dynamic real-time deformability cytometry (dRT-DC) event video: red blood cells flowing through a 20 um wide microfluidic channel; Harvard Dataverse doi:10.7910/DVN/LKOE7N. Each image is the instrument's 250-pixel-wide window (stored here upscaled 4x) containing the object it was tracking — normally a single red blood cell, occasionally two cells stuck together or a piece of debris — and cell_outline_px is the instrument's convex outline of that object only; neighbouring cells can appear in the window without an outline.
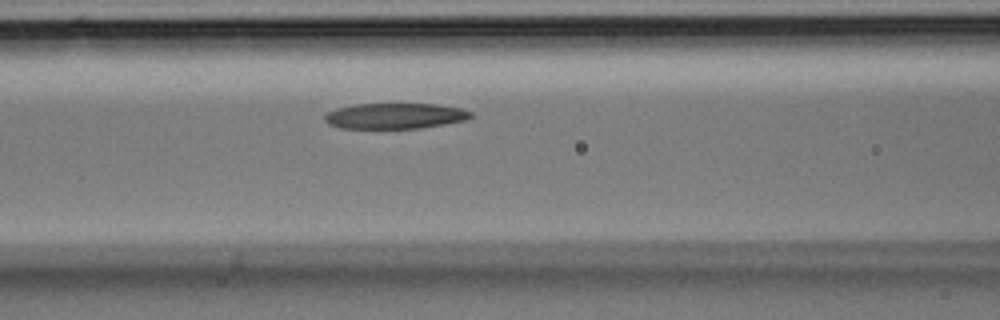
{"species": "Egyptian fruit bat (a non-hibernating species)", "species_latin": "Rousettus aegyptiacus", "temperature_condition": "room temperature", "stored_images_in_passage": 28, "camera_frame_rate_fps": 3000, "um_per_image_px": 0.085, "animal": {"sex": "male"}, "frame": {"image": 1, "passage_image": 9, "time_ms": 2.667, "image_size_px": [1000, 320], "cell_outline_px": [[472, 116], [468, 120], [420, 128], [340, 128], [328, 124], [324, 120], [324, 116], [328, 112], [336, 108], [356, 104], [436, 104], [460, 108], [472, 112]], "centroid_in_image_um": [33.57, 9.85], "position_along_channel_um": 133.0, "area_um2": 21.85}}
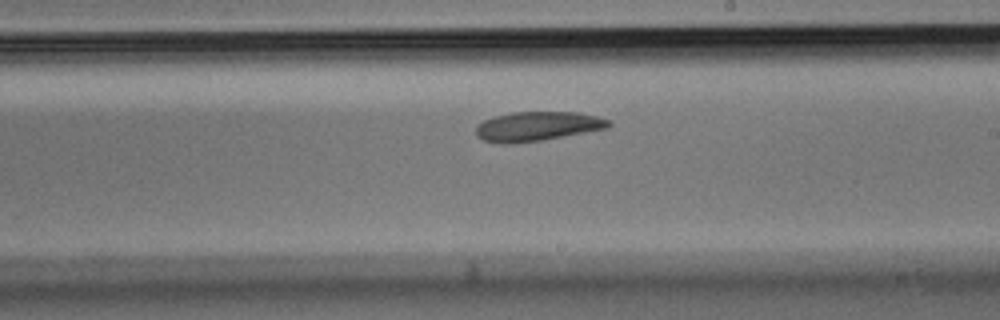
{"frame": {"image": 2, "passage_image": 15, "time_ms": 4.667, "image_size_px": [1000, 320], "cell_outline_px": [[612, 124], [608, 128], [540, 140], [508, 144], [500, 144], [484, 140], [476, 136], [476, 128], [484, 120], [496, 116], [512, 112], [580, 112], [596, 116], [608, 120]], "centroid_in_image_um": [45.67, 10.73], "position_along_channel_um": 243.3, "area_um2": 22.48}}
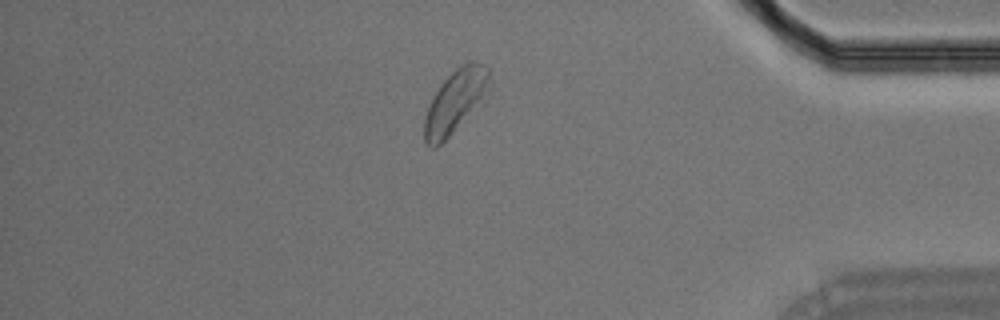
{"frame": {"image": 3, "passage_image": 25, "time_ms": 8.0, "image_size_px": [1000, 320], "cell_outline_px": [[492, 92], [436, 148], [428, 148], [424, 140], [424, 120], [428, 108], [440, 84], [460, 64], [468, 60], [476, 60], [484, 64], [488, 68]], "centroid_in_image_um": [38.76, 8.56], "position_along_channel_um": 396.4, "area_um2": 24.1}}